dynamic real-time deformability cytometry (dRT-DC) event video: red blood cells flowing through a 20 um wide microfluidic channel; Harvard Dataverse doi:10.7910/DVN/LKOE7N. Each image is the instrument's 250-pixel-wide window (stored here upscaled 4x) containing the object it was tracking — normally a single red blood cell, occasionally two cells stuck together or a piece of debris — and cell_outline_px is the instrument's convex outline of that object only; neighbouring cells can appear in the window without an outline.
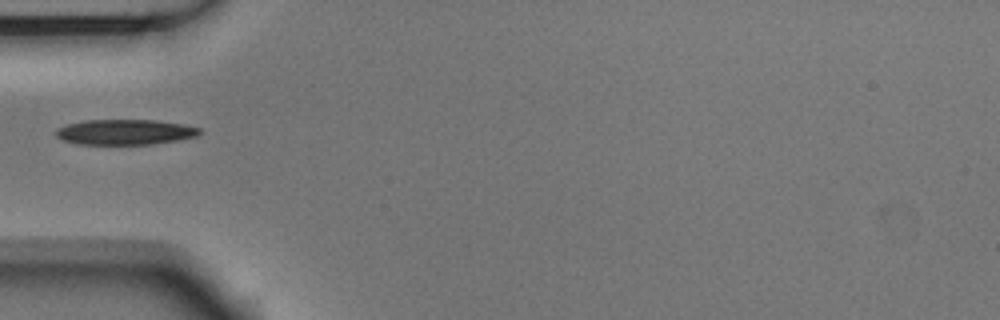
{"species": "Egyptian fruit bat (a non-hibernating species)", "species_latin": "Rousettus aegyptiacus", "temperature_condition": "room temperature", "stored_images_in_passage": 7, "camera_frame_rate_fps": 3000, "um_per_image_px": 0.085, "animal": {"sex": "male"}, "frame": {"image": 1, "passage_image": 1, "time_ms": 0.0, "image_size_px": [1000, 320], "cell_outline_px": [[200, 132], [196, 136], [176, 140], [152, 144], [76, 144], [60, 140], [56, 136], [56, 128], [68, 124], [84, 120], [156, 120], [184, 124], [200, 128]], "centroid_in_image_um": [10.58, 11.22], "position_along_channel_um": 74.4, "area_um2": 21.21}}
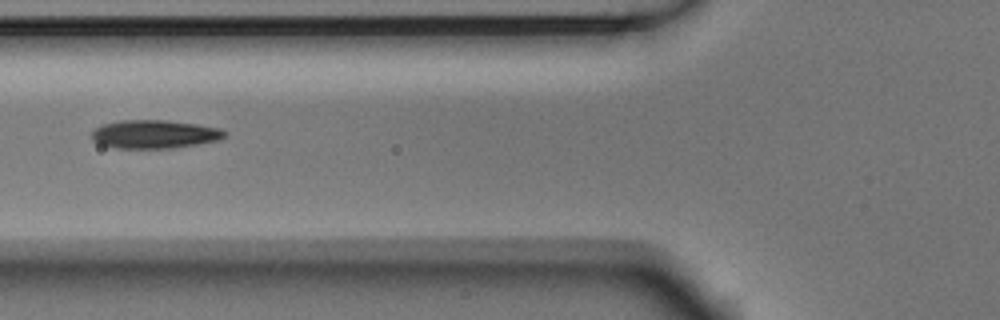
{"frame": {"image": 2, "passage_image": 4, "time_ms": 1.0, "image_size_px": [1000, 320], "cell_outline_px": [[228, 136], [220, 140], [172, 148], [116, 148], [100, 144], [92, 140], [92, 132], [100, 124], [120, 120], [168, 120], [196, 124], [220, 128], [228, 132]], "centroid_in_image_um": [13.15, 11.4], "position_along_channel_um": 112.6, "area_um2": 22.2}}